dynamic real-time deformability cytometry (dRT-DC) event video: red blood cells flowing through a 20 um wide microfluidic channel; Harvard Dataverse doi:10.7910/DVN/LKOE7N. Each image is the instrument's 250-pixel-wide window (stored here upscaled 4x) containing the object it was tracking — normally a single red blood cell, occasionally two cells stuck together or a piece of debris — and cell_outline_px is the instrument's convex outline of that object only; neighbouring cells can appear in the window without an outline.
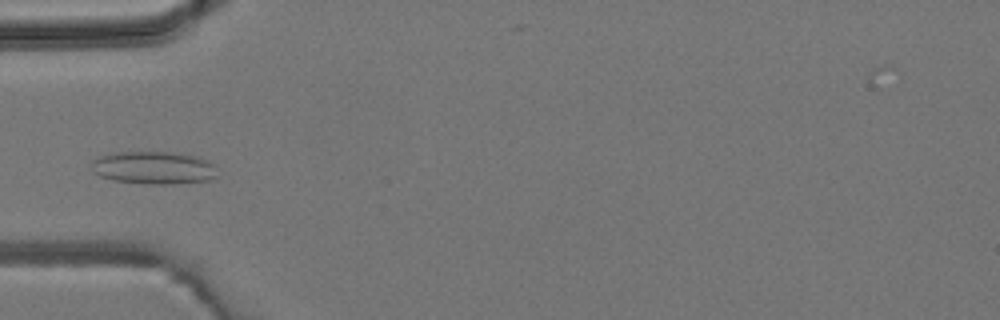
{"species": "common noctule bat (a hibernating species)", "species_latin": "Nyctalus noctula", "temperature_condition": "room temperature", "stored_images_in_passage": 4, "camera_frame_rate_fps": 3000, "um_per_image_px": 0.085, "animal": {"sex": "male", "body_mass_g": 19.2, "forearm_length_mm": 51.8}, "frame": {"image": 1, "passage_image": 3, "time_ms": 2.333, "image_size_px": [1000, 320], "cell_outline_px": [[216, 176], [212, 180], [172, 184], [144, 184], [112, 180], [100, 176], [92, 172], [92, 160], [100, 156], [116, 152], [172, 152], [196, 156], [208, 160], [212, 164]], "centroid_in_image_um": [13.03, 14.27], "position_along_channel_um": 72.0, "area_um2": 24.1}}